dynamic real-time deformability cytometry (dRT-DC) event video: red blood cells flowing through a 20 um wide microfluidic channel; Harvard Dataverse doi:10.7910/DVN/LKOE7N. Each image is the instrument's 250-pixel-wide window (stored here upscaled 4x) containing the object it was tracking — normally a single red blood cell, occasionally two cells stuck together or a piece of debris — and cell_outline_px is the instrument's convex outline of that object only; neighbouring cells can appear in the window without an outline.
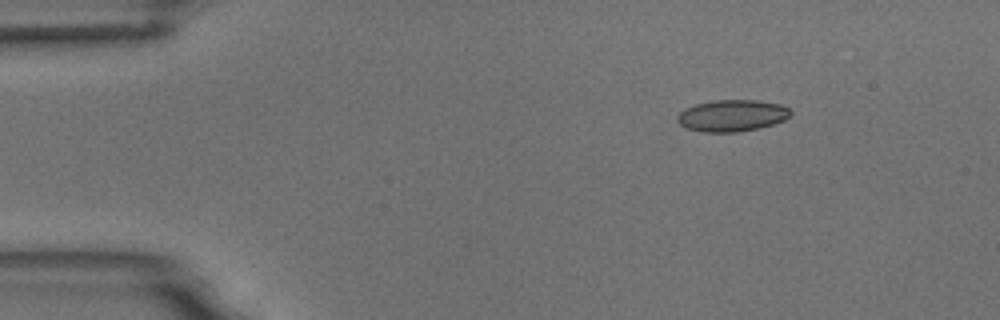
{"species": "common noctule bat (a hibernating species)", "species_latin": "Nyctalus noctula", "temperature_condition": "room temperature", "stored_images_in_passage": 5, "camera_frame_rate_fps": 3000, "um_per_image_px": 0.085, "animal": {"sex": "male", "body_mass_g": 18.8}, "frame": {"image": 1, "passage_image": 2, "time_ms": 2.0, "image_size_px": [1000, 320], "cell_outline_px": [[792, 112], [784, 120], [760, 128], [736, 132], [704, 132], [684, 128], [676, 120], [676, 116], [684, 108], [696, 104], [716, 100], [756, 100], [780, 104], [788, 108]], "centroid_in_image_um": [62.18, 9.83], "position_along_channel_um": 22.8, "area_um2": 20.92}}
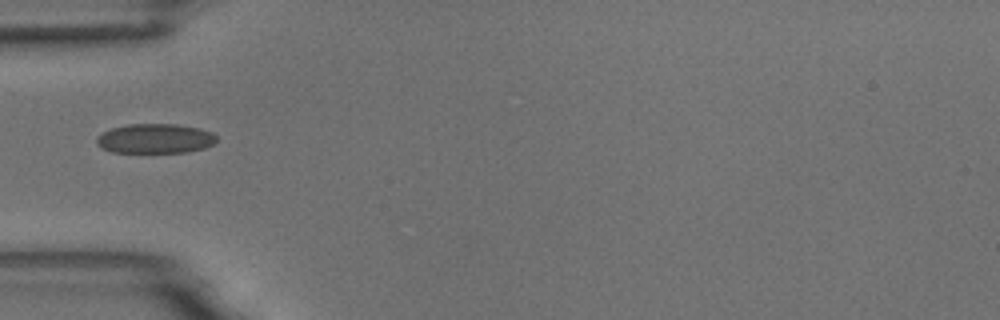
{"frame": {"image": 2, "passage_image": 5, "time_ms": 5.333, "image_size_px": [1000, 320], "cell_outline_px": [[216, 140], [212, 144], [204, 148], [188, 152], [112, 152], [100, 148], [96, 144], [96, 136], [112, 128], [128, 124], [176, 124], [200, 128], [212, 132], [216, 136]], "centroid_in_image_um": [13.17, 11.78], "position_along_channel_um": 71.8, "area_um2": 20.75}}